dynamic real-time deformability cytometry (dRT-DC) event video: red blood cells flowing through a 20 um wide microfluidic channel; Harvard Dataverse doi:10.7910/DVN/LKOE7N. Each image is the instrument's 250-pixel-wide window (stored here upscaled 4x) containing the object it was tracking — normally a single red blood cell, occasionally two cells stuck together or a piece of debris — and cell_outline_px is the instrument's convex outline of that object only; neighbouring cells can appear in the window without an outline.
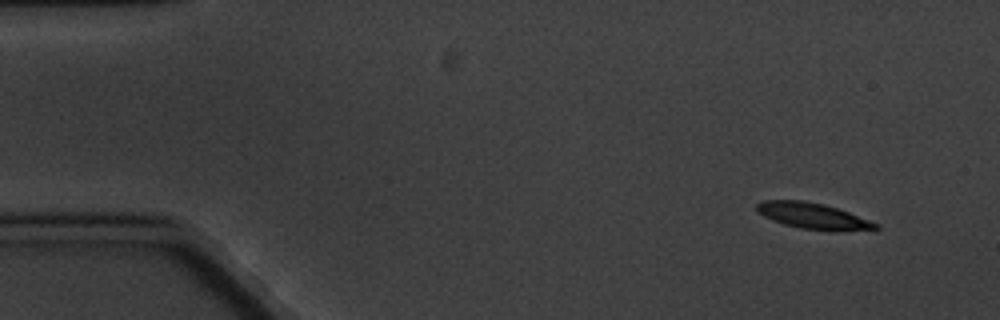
{"species": "common noctule bat (a hibernating species)", "species_latin": "Nyctalus noctula", "temperature_condition": "cold", "stored_images_in_passage": 5, "camera_frame_rate_fps": 3000, "um_per_image_px": 0.085, "animal": {"sex": "male", "body_mass_g": 20.1, "forearm_length_mm": 53.5}, "frame": {"image": 1, "passage_image": 1, "time_ms": 0.0, "image_size_px": [1000, 320], "cell_outline_px": [[880, 228], [800, 228], [784, 224], [772, 220], [764, 216], [756, 208], [756, 204], [760, 200], [804, 200], [824, 204], [848, 212], [880, 224]], "centroid_in_image_um": [68.97, 18.28], "position_along_channel_um": 16.0, "area_um2": 16.94}}
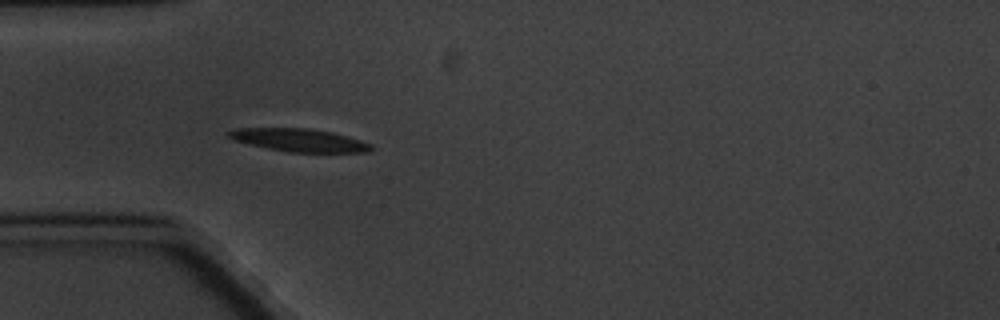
{"frame": {"image": 2, "passage_image": 4, "time_ms": 4.333, "image_size_px": [1000, 320], "cell_outline_px": [[372, 148], [368, 152], [288, 152], [248, 144], [236, 140], [228, 136], [224, 132], [236, 128], [308, 128], [332, 132], [360, 140], [372, 144]], "centroid_in_image_um": [25.41, 11.9], "position_along_channel_um": 59.6, "area_um2": 18.9}}